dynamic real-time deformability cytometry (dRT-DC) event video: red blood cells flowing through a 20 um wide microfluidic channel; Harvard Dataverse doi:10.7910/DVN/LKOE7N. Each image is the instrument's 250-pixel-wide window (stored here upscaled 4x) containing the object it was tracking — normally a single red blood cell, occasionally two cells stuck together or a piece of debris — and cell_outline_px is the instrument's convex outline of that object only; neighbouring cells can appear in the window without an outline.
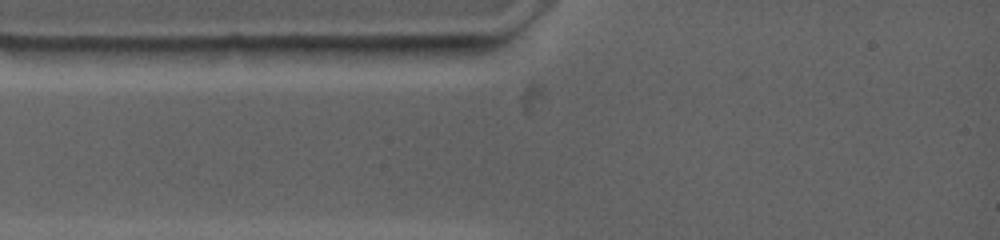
{"species": "common noctule bat (a hibernating species)", "species_latin": "Nyctalus noctula", "temperature_condition": "warm", "stored_images_in_passage": 3, "camera_frame_rate_fps": 4500, "um_per_image_px": 0.085, "animal": {"sex": "female", "body_mass_g": 19.0, "forearm_length_mm": 53.3}, "frame": {"image": 1, "passage_image": 2, "time_ms": 0.667, "image_size_px": [1000, 240], "cell_outline_px": [[424, 48], [396, 56], [296, 60], [276, 48], [296, 44], [300, 44]], "centroid_in_image_um": [28.99, 4.38], "position_along_channel_um": 56.0, "area_um2": 11.1}}